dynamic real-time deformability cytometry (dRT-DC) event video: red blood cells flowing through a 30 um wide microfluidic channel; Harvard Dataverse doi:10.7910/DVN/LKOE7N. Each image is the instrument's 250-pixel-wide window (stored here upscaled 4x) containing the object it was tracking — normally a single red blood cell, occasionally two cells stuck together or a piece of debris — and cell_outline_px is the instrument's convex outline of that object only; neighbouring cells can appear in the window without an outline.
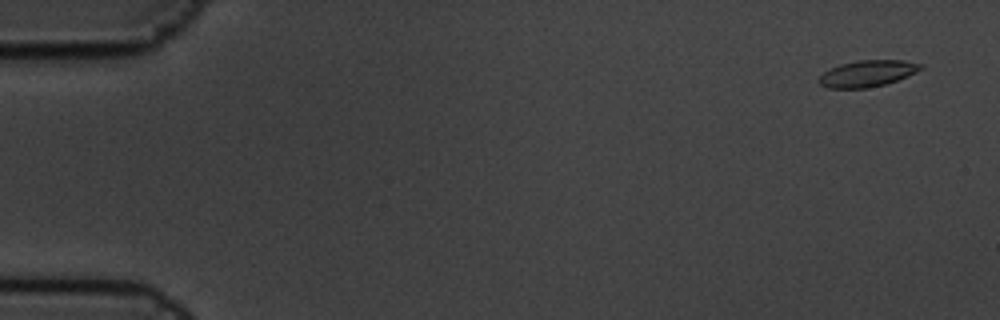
{"species": "common noctule bat (a hibernating species)", "species_latin": "Nyctalus noctula", "temperature_condition": "cold", "stored_images_in_passage": 10, "camera_frame_rate_fps": 3000, "um_per_image_px": 0.085, "animal": {"sex": "male", "body_mass_g": 19.5, "forearm_length_mm": 54.6}, "frame": {"image": 1, "passage_image": 1, "time_ms": 0.0, "image_size_px": [1000, 320], "cell_outline_px": [[924, 68], [908, 76], [884, 84], [864, 88], [828, 88], [820, 84], [816, 80], [824, 72], [840, 64], [856, 60], [904, 60], [924, 64]], "centroid_in_image_um": [73.74, 6.23], "position_along_channel_um": 11.3, "area_um2": 15.66}}
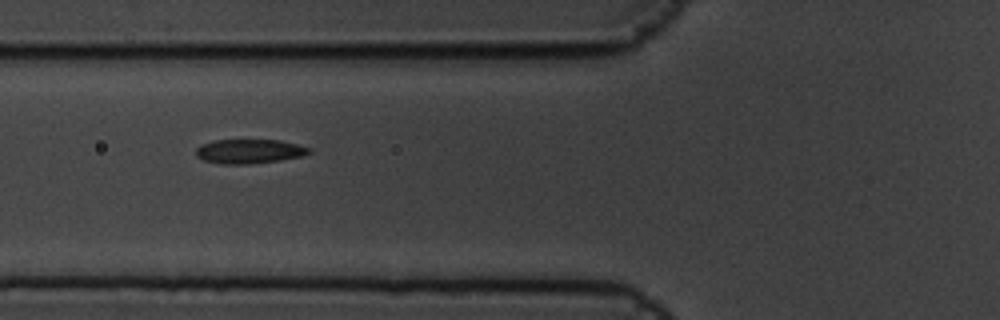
{"frame": {"image": 2, "passage_image": 6, "time_ms": 1.667, "image_size_px": [1000, 320], "cell_outline_px": [[312, 152], [304, 156], [280, 160], [248, 164], [224, 164], [204, 160], [196, 156], [196, 148], [200, 144], [212, 140], [280, 140], [312, 148]], "centroid_in_image_um": [21.2, 12.86], "position_along_channel_um": 104.6, "area_um2": 16.13}}
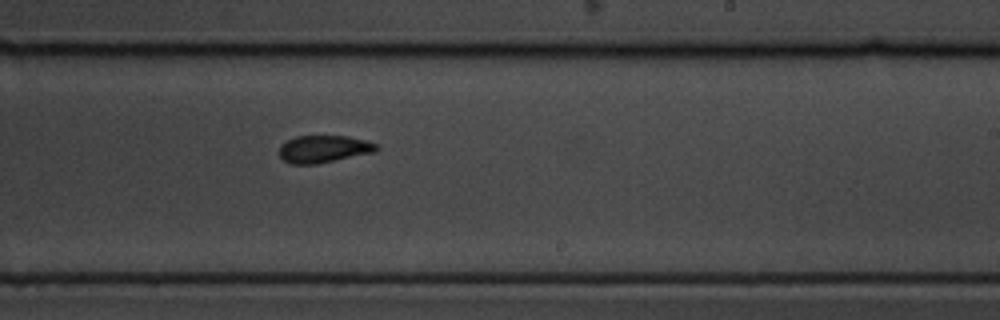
{"frame": {"image": 3, "passage_image": 10, "time_ms": 3.0, "image_size_px": [1000, 320], "cell_outline_px": [[380, 148], [376, 152], [316, 164], [292, 164], [284, 160], [280, 156], [280, 144], [296, 136], [348, 136], [380, 144]], "centroid_in_image_um": [27.56, 12.66], "position_along_channel_um": 261.4, "area_um2": 15.55}}